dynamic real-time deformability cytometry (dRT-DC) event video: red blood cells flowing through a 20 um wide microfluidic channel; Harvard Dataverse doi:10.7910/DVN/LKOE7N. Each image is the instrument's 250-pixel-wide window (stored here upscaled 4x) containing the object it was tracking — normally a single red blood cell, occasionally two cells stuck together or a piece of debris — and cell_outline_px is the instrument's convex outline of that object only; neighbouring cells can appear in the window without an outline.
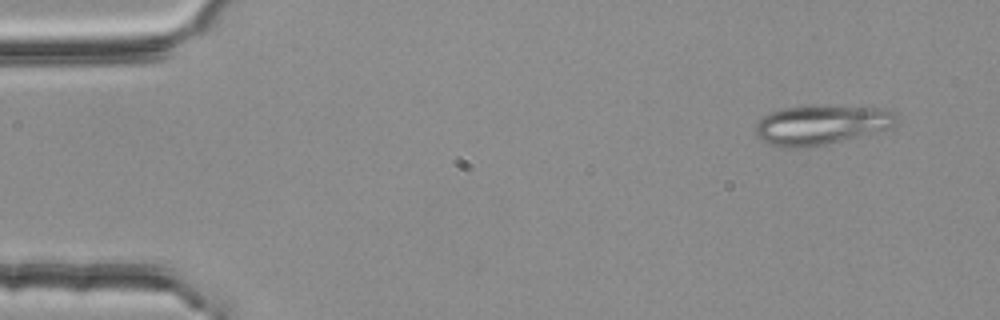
{"species": "common noctule bat (a hibernating species)", "species_latin": "Nyctalus noctula", "temperature_condition": "room temperature", "stored_images_in_passage": 3, "camera_frame_rate_fps": 3000, "um_per_image_px": 0.085, "animal": {"sex": "female", "body_mass_g": 25.1}, "frame": {"image": 1, "passage_image": 1, "time_ms": 0.0, "image_size_px": [1000, 320], "cell_outline_px": [[900, 120], [892, 128], [824, 144], [800, 148], [788, 148], [772, 144], [760, 140], [756, 136], [756, 124], [764, 116], [780, 108], [808, 104], [812, 104], [888, 108]], "centroid_in_image_um": [69.83, 10.57], "position_along_channel_um": 15.2, "area_um2": 32.89}}